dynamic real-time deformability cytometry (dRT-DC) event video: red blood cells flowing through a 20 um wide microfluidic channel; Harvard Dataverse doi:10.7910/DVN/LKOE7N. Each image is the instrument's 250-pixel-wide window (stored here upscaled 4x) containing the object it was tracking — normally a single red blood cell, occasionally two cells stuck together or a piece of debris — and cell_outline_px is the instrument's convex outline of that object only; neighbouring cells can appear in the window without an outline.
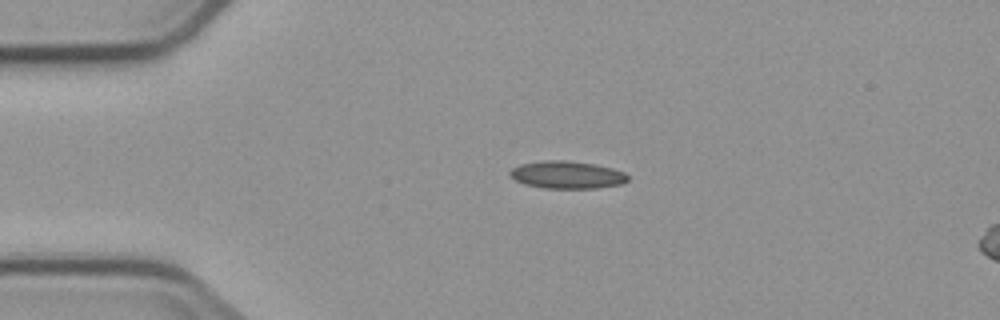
{"species": "common noctule bat (a hibernating species)", "species_latin": "Nyctalus noctula", "temperature_condition": "cold", "stored_images_in_passage": 5, "segment_of_instrument_passage": [1, 2], "camera_frame_rate_fps": 3000, "um_per_image_px": 0.085, "animal": {"sex": "male", "body_mass_g": 23.1, "forearm_length_mm": 52.7}, "frame": {"image": 1, "passage_image": 3, "time_ms": 3.0, "image_size_px": [1000, 320], "cell_outline_px": [[628, 180], [624, 184], [596, 188], [544, 188], [524, 184], [516, 180], [508, 172], [512, 168], [520, 164], [544, 160], [564, 160], [592, 164], [612, 168], [624, 172], [628, 176]], "centroid_in_image_um": [48.2, 14.86], "position_along_channel_um": 36.8, "area_um2": 18.84}}